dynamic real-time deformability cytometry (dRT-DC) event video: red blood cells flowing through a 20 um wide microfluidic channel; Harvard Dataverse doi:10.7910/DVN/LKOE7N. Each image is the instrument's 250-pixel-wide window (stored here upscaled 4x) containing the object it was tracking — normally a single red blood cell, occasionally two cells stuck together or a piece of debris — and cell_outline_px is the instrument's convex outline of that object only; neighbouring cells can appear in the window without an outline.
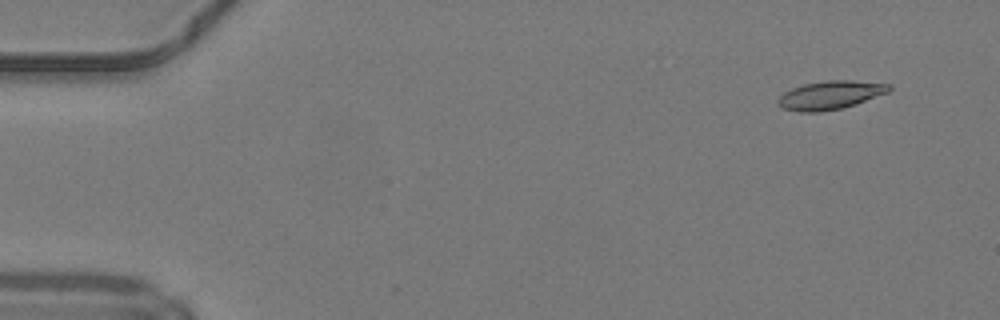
{"species": "common noctule bat (a hibernating species)", "species_latin": "Nyctalus noctula", "temperature_condition": "warm", "stored_images_in_passage": 16, "camera_frame_rate_fps": 3000, "um_per_image_px": 0.085, "animal": {"sex": "male", "body_mass_g": 19.2, "forearm_length_mm": 51.8}, "frame": {"image": 1, "passage_image": 4, "time_ms": 1.0, "image_size_px": [1000, 320], "cell_outline_px": [[892, 88], [888, 92], [856, 104], [844, 108], [820, 112], [800, 112], [784, 108], [776, 100], [784, 92], [792, 88], [804, 84], [828, 80], [852, 80], [892, 84]], "centroid_in_image_um": [70.6, 8.08], "position_along_channel_um": 14.4, "area_um2": 18.44}}